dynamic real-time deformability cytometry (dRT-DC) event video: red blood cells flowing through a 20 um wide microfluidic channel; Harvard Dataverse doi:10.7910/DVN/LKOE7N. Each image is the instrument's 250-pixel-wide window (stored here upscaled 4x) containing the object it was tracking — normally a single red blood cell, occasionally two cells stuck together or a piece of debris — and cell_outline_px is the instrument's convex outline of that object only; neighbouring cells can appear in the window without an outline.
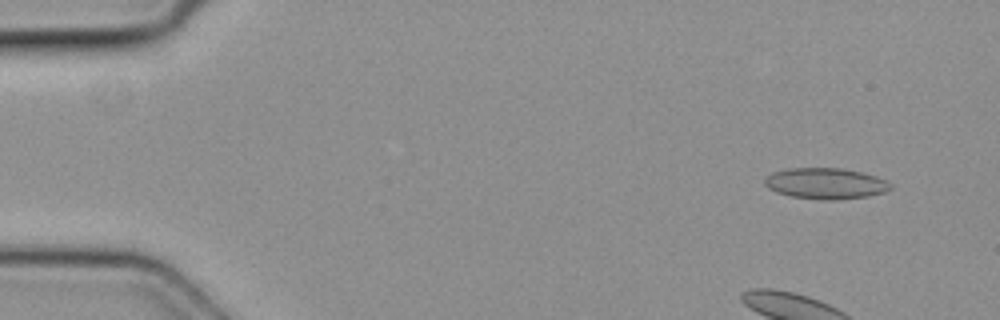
{"species": "common noctule bat (a hibernating species)", "species_latin": "Nyctalus noctula", "temperature_condition": "cold", "stored_images_in_passage": 4, "camera_frame_rate_fps": 3000, "um_per_image_px": 0.085, "animal": {"sex": "female", "body_mass_g": 19.3, "forearm_length_mm": 54.1}, "frame": {"image": 1, "passage_image": 1, "time_ms": 0.0, "image_size_px": [1000, 320], "cell_outline_px": [[892, 188], [884, 192], [868, 196], [836, 200], [824, 200], [792, 196], [776, 192], [768, 188], [764, 184], [764, 180], [772, 172], [788, 168], [840, 168], [860, 172], [876, 176], [888, 180], [892, 184]], "centroid_in_image_um": [70.19, 15.59], "position_along_channel_um": 14.8, "area_um2": 22.77}}